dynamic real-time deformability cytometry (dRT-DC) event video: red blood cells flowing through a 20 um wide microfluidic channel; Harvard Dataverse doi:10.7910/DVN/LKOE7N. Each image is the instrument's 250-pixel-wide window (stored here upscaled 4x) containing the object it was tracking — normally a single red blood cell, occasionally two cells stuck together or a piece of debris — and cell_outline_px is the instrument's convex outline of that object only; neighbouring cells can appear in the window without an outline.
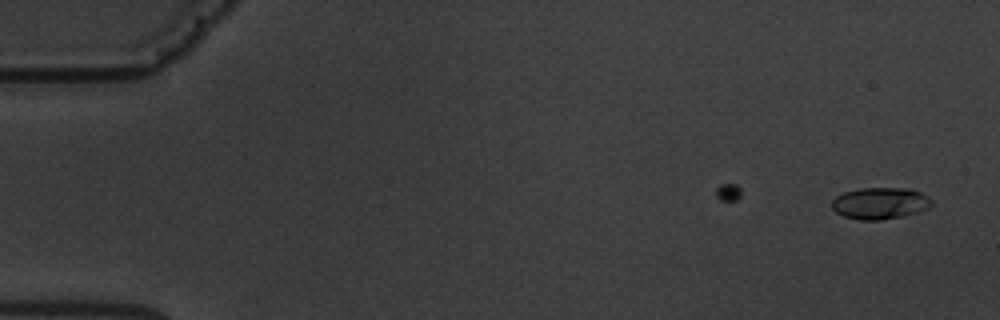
{"species": "common noctule bat (a hibernating species)", "species_latin": "Nyctalus noctula", "temperature_condition": "warm", "stored_images_in_passage": 2, "camera_frame_rate_fps": 3000, "um_per_image_px": 0.085, "animal": {"sex": "male", "body_mass_g": 19.5, "forearm_length_mm": 54.6}, "frame": {"image": 1, "passage_image": 2, "time_ms": 1.667, "image_size_px": [1000, 320], "cell_outline_px": [[932, 204], [928, 208], [920, 212], [904, 216], [880, 220], [860, 220], [844, 216], [836, 212], [832, 208], [832, 200], [836, 196], [844, 192], [860, 188], [912, 188], [920, 192], [932, 200]], "centroid_in_image_um": [74.82, 17.28], "position_along_channel_um": 10.2, "area_um2": 18.55}}